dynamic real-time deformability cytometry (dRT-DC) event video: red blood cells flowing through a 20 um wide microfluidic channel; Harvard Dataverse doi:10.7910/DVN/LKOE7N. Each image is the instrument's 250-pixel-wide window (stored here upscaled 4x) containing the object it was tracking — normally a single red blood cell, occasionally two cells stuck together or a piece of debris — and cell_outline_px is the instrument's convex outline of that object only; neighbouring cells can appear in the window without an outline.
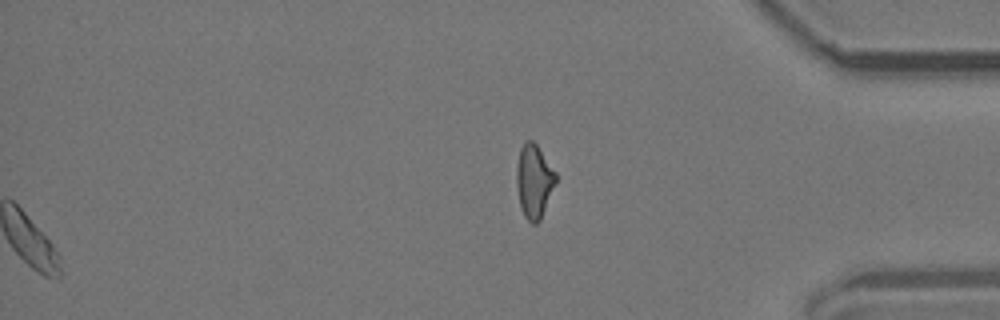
{"species": "common noctule bat (a hibernating species)", "species_latin": "Nyctalus noctula", "temperature_condition": "room temperature", "stored_images_in_passage": 43, "segment_of_instrument_passage": [2, 2], "camera_frame_rate_fps": 3000, "um_per_image_px": 0.085, "animal": {"sex": "male", "body_mass_g": 19.2, "forearm_length_mm": 51.8}, "frame": {"image": 1, "passage_image": 43, "time_ms": 14.0, "image_size_px": [1000, 320], "cell_outline_px": [[556, 180], [540, 220], [536, 224], [532, 224], [524, 216], [520, 208], [516, 184], [516, 164], [520, 148], [524, 140], [532, 140], [536, 144], [556, 172]], "centroid_in_image_um": [45.36, 15.38], "position_along_channel_um": 389.8, "area_um2": 16.82}}